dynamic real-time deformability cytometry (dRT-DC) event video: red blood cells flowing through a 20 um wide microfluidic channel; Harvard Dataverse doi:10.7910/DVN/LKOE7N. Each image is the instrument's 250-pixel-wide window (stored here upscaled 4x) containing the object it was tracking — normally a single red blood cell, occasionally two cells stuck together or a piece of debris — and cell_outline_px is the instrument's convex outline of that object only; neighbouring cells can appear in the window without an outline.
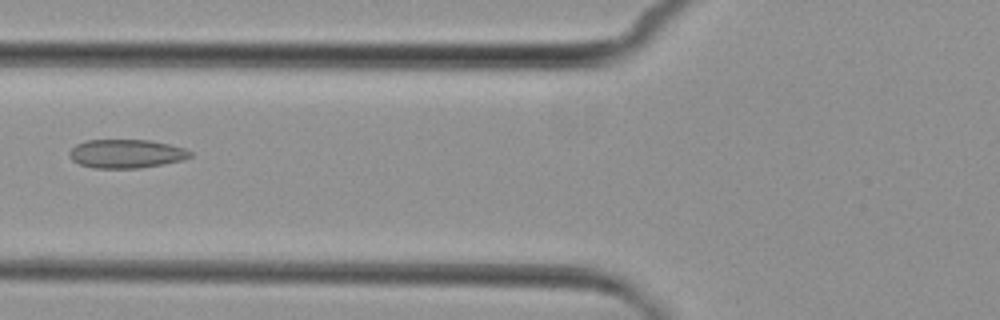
{"species": "common noctule bat (a hibernating species)", "species_latin": "Nyctalus noctula", "temperature_condition": "cold", "stored_images_in_passage": 3, "camera_frame_rate_fps": 3000, "um_per_image_px": 0.085, "animal": {"sex": "female", "body_mass_g": 29.2, "forearm_length_mm": 56.3}, "frame": {"image": 1, "passage_image": 2, "time_ms": 1.333, "image_size_px": [1000, 320], "cell_outline_px": [[192, 156], [184, 160], [164, 164], [140, 168], [92, 168], [80, 164], [72, 160], [68, 152], [76, 144], [84, 140], [148, 140], [168, 144], [184, 148], [192, 152]], "centroid_in_image_um": [10.73, 13.07], "position_along_channel_um": 115.1, "area_um2": 20.29}}
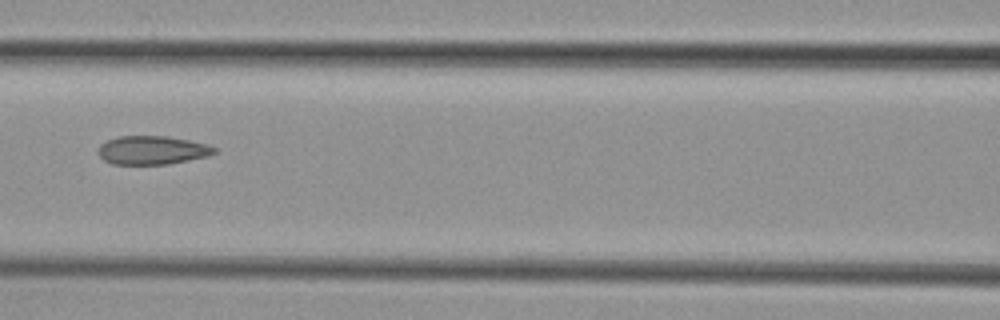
{"frame": {"image": 2, "passage_image": 3, "time_ms": 2.333, "image_size_px": [1000, 320], "cell_outline_px": [[216, 152], [208, 156], [168, 164], [112, 164], [104, 160], [96, 152], [100, 144], [108, 140], [120, 136], [168, 136], [208, 144], [216, 148]], "centroid_in_image_um": [12.92, 12.76], "position_along_channel_um": 153.7, "area_um2": 19.36}}